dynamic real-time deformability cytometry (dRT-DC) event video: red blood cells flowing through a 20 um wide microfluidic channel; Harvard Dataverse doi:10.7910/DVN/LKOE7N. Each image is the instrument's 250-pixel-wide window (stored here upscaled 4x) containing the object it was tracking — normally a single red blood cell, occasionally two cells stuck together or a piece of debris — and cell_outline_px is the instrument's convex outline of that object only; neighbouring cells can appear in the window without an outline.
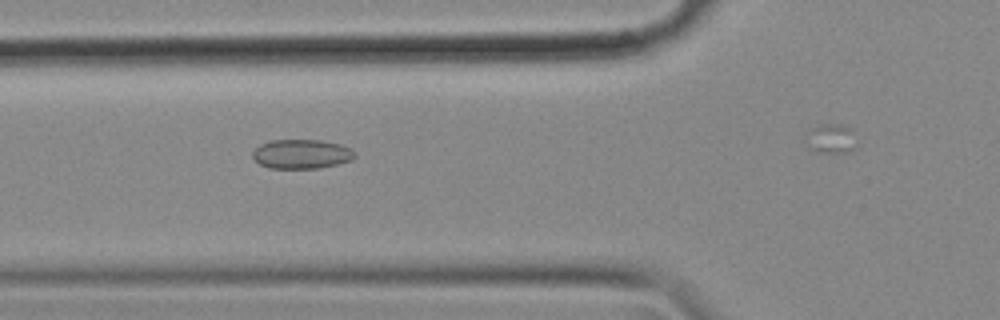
{"species": "common noctule bat (a hibernating species)", "species_latin": "Nyctalus noctula", "temperature_condition": "cold", "stored_images_in_passage": 10, "camera_frame_rate_fps": 3000, "um_per_image_px": 0.085, "animal": {"sex": "female", "body_mass_g": 18.4}, "frame": {"image": 1, "passage_image": 3, "time_ms": 0.667, "image_size_px": [1000, 320], "cell_outline_px": [[356, 156], [352, 160], [320, 168], [268, 168], [260, 164], [252, 156], [252, 152], [260, 144], [272, 140], [320, 140], [340, 144], [352, 148], [356, 152]], "centroid_in_image_um": [25.66, 13.09], "position_along_channel_um": 100.1, "area_um2": 17.51}}
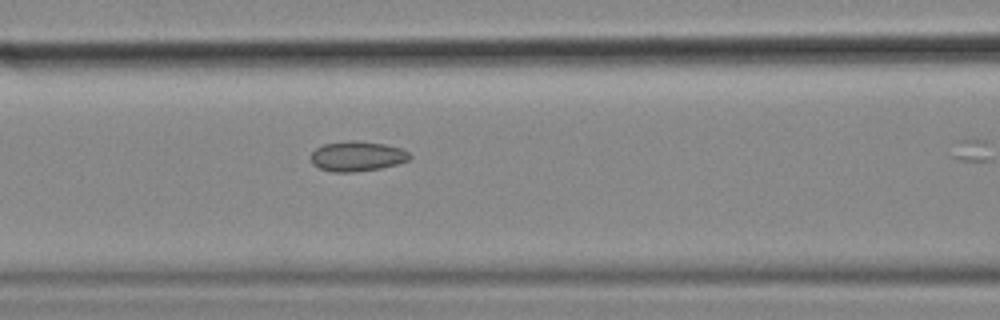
{"frame": {"image": 2, "passage_image": 6, "time_ms": 1.667, "image_size_px": [1000, 320], "cell_outline_px": [[412, 156], [408, 160], [396, 164], [380, 168], [352, 172], [332, 172], [320, 168], [312, 164], [308, 156], [316, 148], [324, 144], [348, 140], [356, 140], [384, 144], [400, 148], [408, 152]], "centroid_in_image_um": [30.31, 13.27], "position_along_channel_um": 136.3, "area_um2": 17.34}}
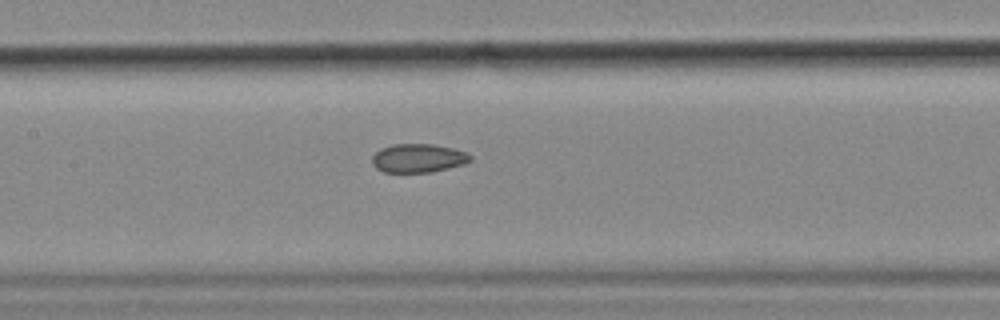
{"frame": {"image": 3, "passage_image": 9, "time_ms": 2.667, "image_size_px": [1000, 320], "cell_outline_px": [[472, 160], [464, 164], [428, 172], [384, 172], [376, 168], [372, 164], [372, 156], [380, 148], [392, 144], [432, 144], [452, 148], [468, 152], [472, 156]], "centroid_in_image_um": [35.54, 13.43], "position_along_channel_um": 171.9, "area_um2": 16.42}}